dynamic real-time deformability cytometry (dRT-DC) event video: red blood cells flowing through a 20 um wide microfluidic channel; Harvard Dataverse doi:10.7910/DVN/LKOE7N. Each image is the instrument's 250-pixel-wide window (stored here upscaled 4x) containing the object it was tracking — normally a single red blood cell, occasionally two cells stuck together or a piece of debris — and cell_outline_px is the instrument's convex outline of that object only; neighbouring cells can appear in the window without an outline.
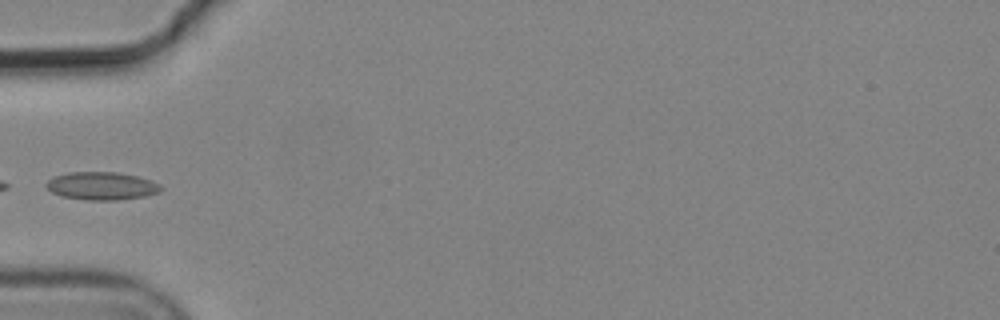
{"species": "common noctule bat (a hibernating species)", "species_latin": "Nyctalus noctula", "temperature_condition": "cold", "stored_images_in_passage": 7, "camera_frame_rate_fps": 3000, "um_per_image_px": 0.085, "animal": {"sex": "male", "body_mass_g": 19.2, "forearm_length_mm": 51.8}, "frame": {"image": 1, "passage_image": 6, "time_ms": 1.667, "image_size_px": [1000, 320], "cell_outline_px": [[164, 188], [160, 192], [144, 196], [116, 200], [88, 200], [60, 196], [52, 192], [44, 184], [52, 176], [68, 172], [116, 172], [136, 176], [152, 180]], "centroid_in_image_um": [8.62, 15.8], "position_along_channel_um": 76.4, "area_um2": 18.73}}
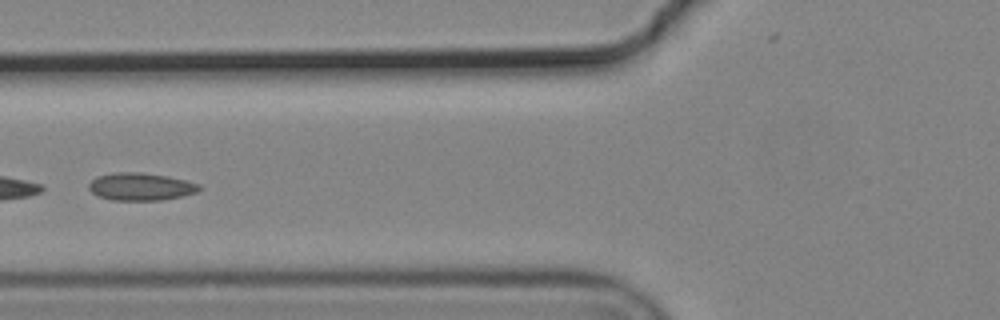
{"frame": {"image": 2, "passage_image": 7, "time_ms": 2.0, "image_size_px": [1000, 320], "cell_outline_px": [[200, 188], [196, 192], [180, 196], [160, 200], [112, 200], [96, 196], [88, 188], [88, 184], [96, 176], [112, 172], [140, 172], [168, 176], [200, 184]], "centroid_in_image_um": [11.9, 15.85], "position_along_channel_um": 113.9, "area_um2": 17.74}}